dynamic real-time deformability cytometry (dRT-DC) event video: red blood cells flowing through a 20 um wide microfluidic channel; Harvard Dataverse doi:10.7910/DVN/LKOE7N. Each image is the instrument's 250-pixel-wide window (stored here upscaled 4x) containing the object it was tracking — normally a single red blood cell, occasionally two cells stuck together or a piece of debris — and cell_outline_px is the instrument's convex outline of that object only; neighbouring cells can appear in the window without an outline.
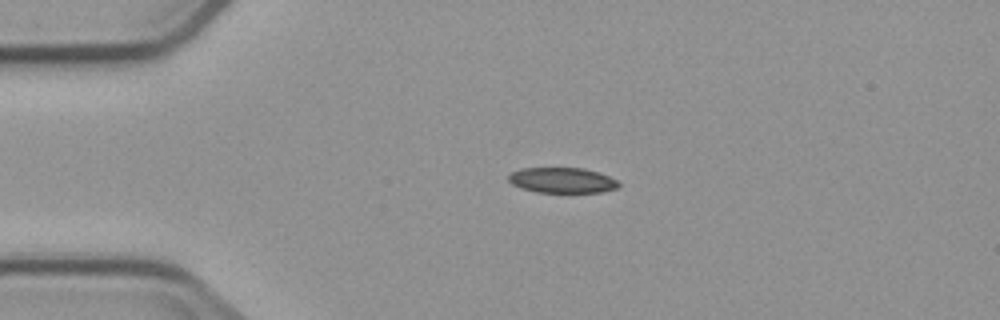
{"species": "common noctule bat (a hibernating species)", "species_latin": "Nyctalus noctula", "temperature_condition": "cold", "stored_images_in_passage": 5, "camera_frame_rate_fps": 3000, "um_per_image_px": 0.085, "animal": {"sex": "male", "body_mass_g": 23.1, "forearm_length_mm": 52.7}, "frame": {"image": 1, "passage_image": 4, "time_ms": 3.667, "image_size_px": [1000, 320], "cell_outline_px": [[620, 184], [616, 188], [600, 192], [536, 192], [520, 188], [512, 184], [508, 180], [508, 176], [512, 172], [520, 168], [584, 168], [608, 176], [616, 180]], "centroid_in_image_um": [47.74, 15.32], "position_along_channel_um": 37.3, "area_um2": 16.18}}